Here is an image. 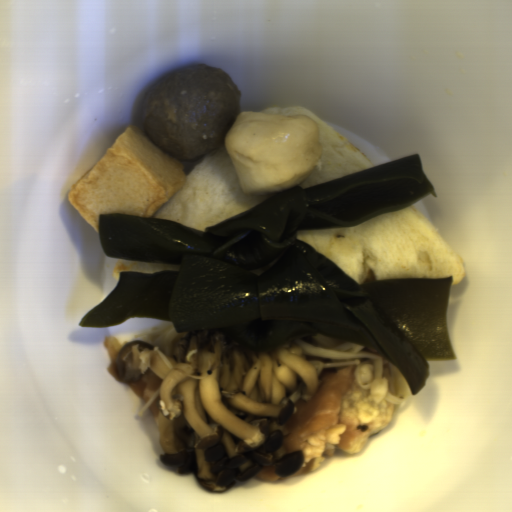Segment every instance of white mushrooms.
<instances>
[{
    "label": "white mushrooms",
    "mask_w": 512,
    "mask_h": 512,
    "mask_svg": "<svg viewBox=\"0 0 512 512\" xmlns=\"http://www.w3.org/2000/svg\"><path fill=\"white\" fill-rule=\"evenodd\" d=\"M152 369L160 384L158 433L166 466L223 493L273 466L278 477L300 471V451L280 455L286 422L318 388L302 346L247 351L222 330L187 331L171 355L132 340L117 355L118 378L135 382Z\"/></svg>",
    "instance_id": "1e6be865"
}]
</instances>
